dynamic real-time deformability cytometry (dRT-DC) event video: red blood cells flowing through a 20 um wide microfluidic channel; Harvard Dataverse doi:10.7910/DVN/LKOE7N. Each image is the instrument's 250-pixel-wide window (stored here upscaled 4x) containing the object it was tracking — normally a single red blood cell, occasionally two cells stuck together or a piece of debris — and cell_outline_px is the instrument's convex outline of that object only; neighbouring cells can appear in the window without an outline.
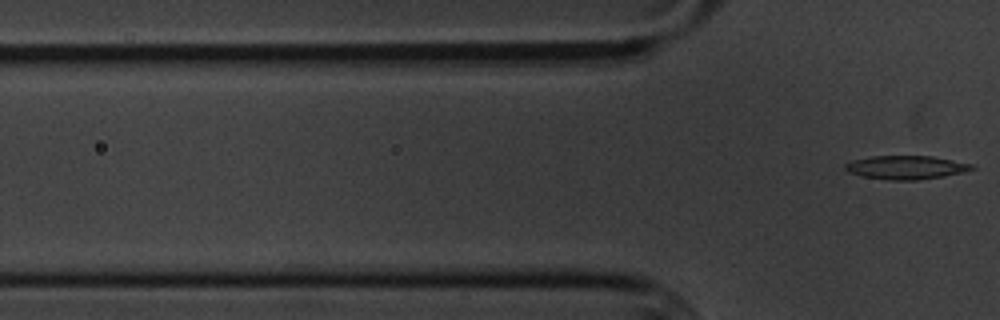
{"species": "common noctule bat (a hibernating species)", "species_latin": "Nyctalus noctula", "temperature_condition": "cold", "stored_images_in_passage": 5, "camera_frame_rate_fps": 3000, "um_per_image_px": 0.085, "animal": {"sex": "male", "body_mass_g": 20.1, "forearm_length_mm": 53.5}, "frame": {"image": 1, "passage_image": 5, "time_ms": 5.667, "image_size_px": [1000, 320], "cell_outline_px": [[976, 168], [964, 172], [944, 176], [916, 180], [888, 180], [864, 176], [848, 172], [844, 168], [844, 164], [852, 160], [872, 156], [932, 156], [972, 164]], "centroid_in_image_um": [77.01, 14.23], "position_along_channel_um": 48.8, "area_um2": 17.34}}